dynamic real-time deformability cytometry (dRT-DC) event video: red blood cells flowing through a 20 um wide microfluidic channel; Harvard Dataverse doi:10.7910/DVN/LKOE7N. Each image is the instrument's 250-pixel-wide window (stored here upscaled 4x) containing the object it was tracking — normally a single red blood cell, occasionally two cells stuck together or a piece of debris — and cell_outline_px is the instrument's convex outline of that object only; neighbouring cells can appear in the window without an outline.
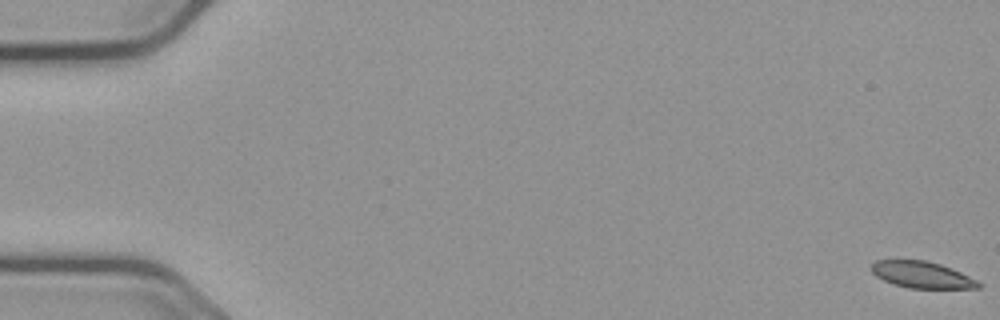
{"species": "common noctule bat (a hibernating species)", "species_latin": "Nyctalus noctula", "temperature_condition": "cold", "stored_images_in_passage": 58, "camera_frame_rate_fps": 3000, "um_per_image_px": 0.085, "animal": {"sex": "male", "body_mass_g": 23.1, "forearm_length_mm": 52.7}, "frame": {"image": 1, "passage_image": 1, "time_ms": 0.0, "image_size_px": [1000, 320], "cell_outline_px": [[980, 288], [908, 288], [892, 284], [876, 276], [872, 272], [872, 264], [876, 260], [924, 260], [940, 264], [952, 268], [976, 280], [980, 284]], "centroid_in_image_um": [78.34, 23.35], "position_along_channel_um": 6.7, "area_um2": 16.42}}
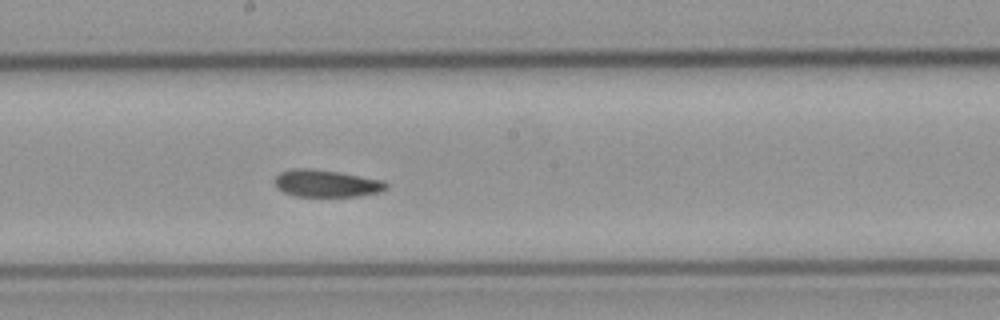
{"frame": {"image": 2, "passage_image": 32, "time_ms": 10.333, "image_size_px": [1000, 320], "cell_outline_px": [[388, 188], [380, 192], [360, 196], [296, 196], [284, 192], [276, 188], [272, 180], [280, 172], [296, 168], [308, 168], [336, 172], [384, 180], [388, 184]], "centroid_in_image_um": [27.73, 15.6], "position_along_channel_um": 220.5, "area_um2": 17.69}}
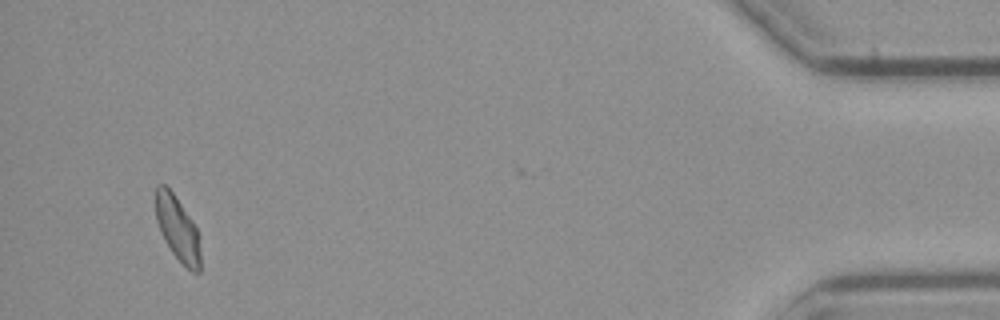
{"frame": {"image": 3, "passage_image": 55, "time_ms": 18.0, "image_size_px": [1000, 320], "cell_outline_px": [[200, 272], [192, 272], [172, 252], [164, 240], [160, 232], [156, 220], [156, 184], [164, 184], [172, 192], [196, 228], [200, 252]], "centroid_in_image_um": [15.07, 19.43], "position_along_channel_um": 420.1, "area_um2": 16.3}, "authors_computed_cell_mechanics": {"area_um2": 17.6868, "velocity_mm_per_s": 3.6442, "shape_relaxation_time_tau1_ms": 5.1391, "shape_relaxation_time_tau2_ms": 9.9728, "deformation_change_tau1": 0.113, "deformation_change_tau2": 0.1448}}